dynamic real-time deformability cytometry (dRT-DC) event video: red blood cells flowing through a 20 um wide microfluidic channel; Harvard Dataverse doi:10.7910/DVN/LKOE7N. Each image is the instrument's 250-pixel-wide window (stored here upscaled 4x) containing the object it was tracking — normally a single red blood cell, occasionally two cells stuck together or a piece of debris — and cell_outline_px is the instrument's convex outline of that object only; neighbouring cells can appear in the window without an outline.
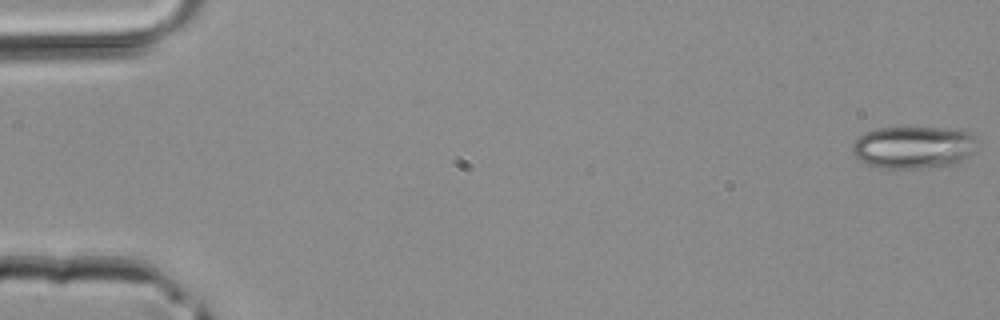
{"species": "common noctule bat (a hibernating species)", "species_latin": "Nyctalus noctula", "temperature_condition": "room temperature", "stored_images_in_passage": 44, "camera_frame_rate_fps": 3000, "um_per_image_px": 0.085, "animal": {"sex": "male", "body_mass_g": 20.4}, "frame": {"image": 1, "passage_image": 1, "time_ms": 0.0, "image_size_px": [1000, 320], "cell_outline_px": [[980, 148], [956, 164], [920, 168], [884, 168], [864, 164], [856, 160], [852, 152], [852, 144], [864, 132], [876, 128], [940, 128], [968, 132], [972, 136]], "centroid_in_image_um": [77.61, 12.53], "position_along_channel_um": 7.4, "area_um2": 30.98}}
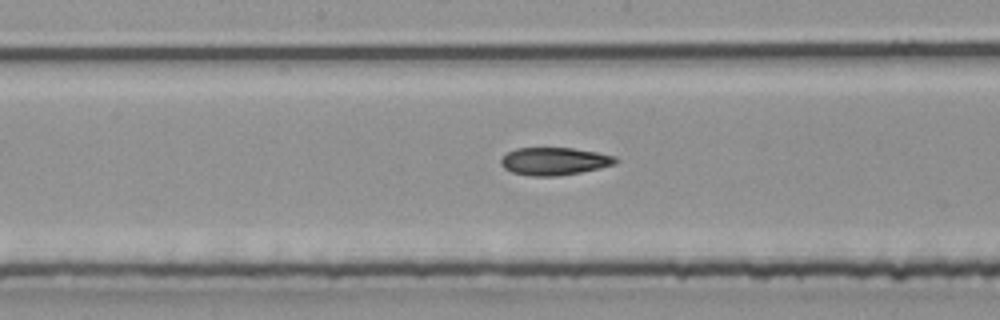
{"frame": {"image": 2, "passage_image": 23, "time_ms": 7.333, "image_size_px": [1000, 320], "cell_outline_px": [[616, 164], [600, 168], [580, 172], [556, 176], [532, 176], [512, 172], [504, 168], [500, 164], [500, 160], [508, 152], [516, 148], [572, 148], [596, 152], [616, 156]], "centroid_in_image_um": [47.11, 13.7], "position_along_channel_um": 201.1, "area_um2": 18.38}}
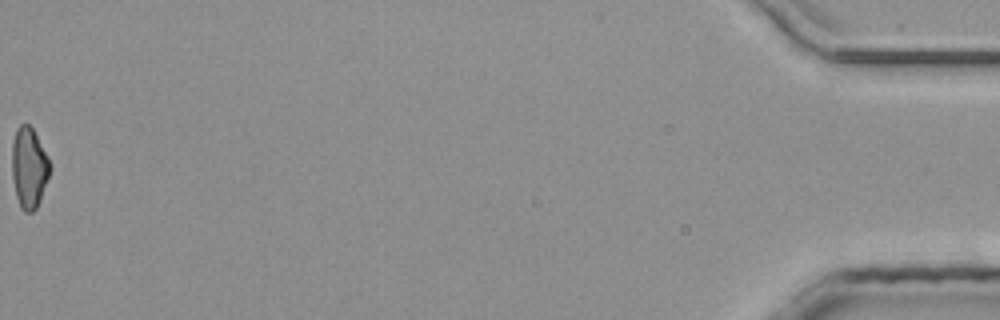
{"frame": {"image": 3, "passage_image": 44, "time_ms": 14.333, "image_size_px": [1000, 320], "cell_outline_px": [[52, 168], [40, 200], [36, 208], [32, 212], [24, 212], [20, 208], [16, 196], [12, 176], [12, 140], [16, 128], [20, 124], [28, 124], [32, 128]], "centroid_in_image_um": [2.44, 14.28], "position_along_channel_um": 432.8, "area_um2": 17.74}}